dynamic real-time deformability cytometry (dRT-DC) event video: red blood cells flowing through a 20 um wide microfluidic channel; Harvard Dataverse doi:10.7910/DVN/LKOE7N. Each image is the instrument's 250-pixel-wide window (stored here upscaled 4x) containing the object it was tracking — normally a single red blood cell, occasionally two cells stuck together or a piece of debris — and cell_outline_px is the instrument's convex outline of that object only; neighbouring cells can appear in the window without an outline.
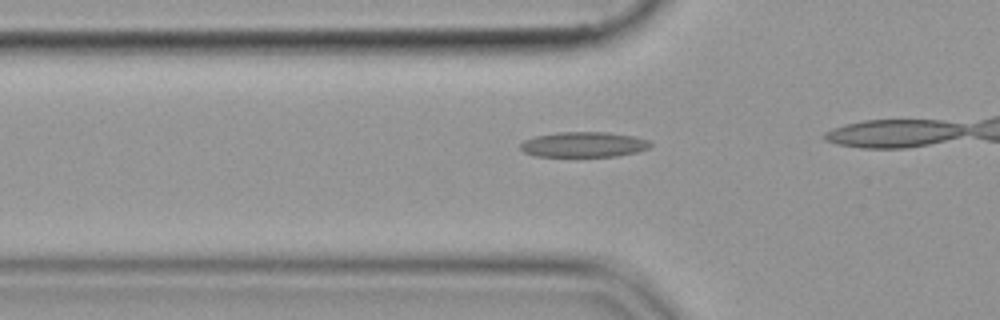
{"species": "common noctule bat (a hibernating species)", "species_latin": "Nyctalus noctula", "temperature_condition": "cold", "stored_images_in_passage": 31, "camera_frame_rate_fps": 3000, "um_per_image_px": 0.085, "animal": {"sex": "female", "body_mass_g": 19.9}, "frame": {"image": 1, "passage_image": 13, "time_ms": 4.0, "image_size_px": [1000, 320], "cell_outline_px": [[652, 144], [648, 148], [640, 152], [616, 156], [536, 156], [524, 152], [520, 148], [520, 144], [524, 140], [536, 136], [556, 132], [608, 132], [636, 136], [652, 140]], "centroid_in_image_um": [49.68, 12.28], "position_along_channel_um": 76.1, "area_um2": 19.36}}
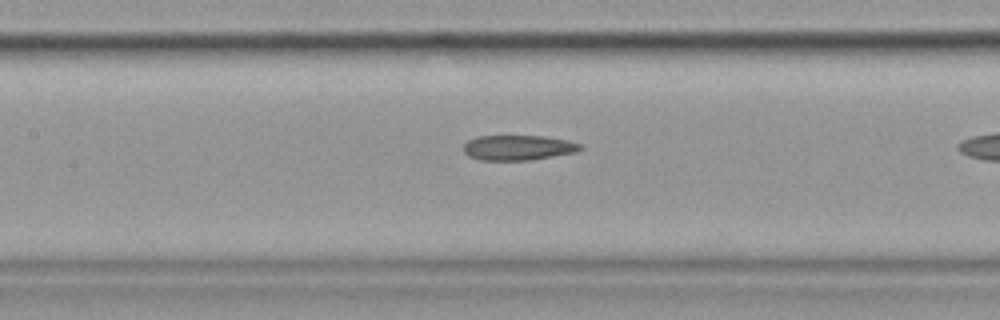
{"frame": {"image": 2, "passage_image": 20, "time_ms": 6.333, "image_size_px": [1000, 320], "cell_outline_px": [[584, 148], [576, 152], [532, 160], [480, 160], [468, 156], [464, 152], [464, 144], [468, 140], [476, 136], [544, 136], [568, 140], [580, 144]], "centroid_in_image_um": [44.04, 12.55], "position_along_channel_um": 163.4, "area_um2": 17.17}}
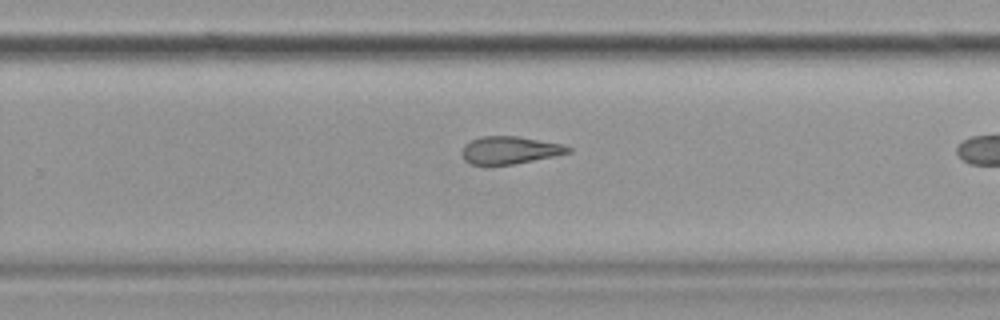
{"frame": {"image": 3, "passage_image": 30, "time_ms": 9.667, "image_size_px": [1000, 320], "cell_outline_px": [[572, 152], [516, 164], [472, 164], [464, 160], [460, 152], [464, 144], [480, 136], [516, 136], [564, 144], [572, 148]], "centroid_in_image_um": [43.33, 12.75], "position_along_channel_um": 286.5, "area_um2": 17.11}}